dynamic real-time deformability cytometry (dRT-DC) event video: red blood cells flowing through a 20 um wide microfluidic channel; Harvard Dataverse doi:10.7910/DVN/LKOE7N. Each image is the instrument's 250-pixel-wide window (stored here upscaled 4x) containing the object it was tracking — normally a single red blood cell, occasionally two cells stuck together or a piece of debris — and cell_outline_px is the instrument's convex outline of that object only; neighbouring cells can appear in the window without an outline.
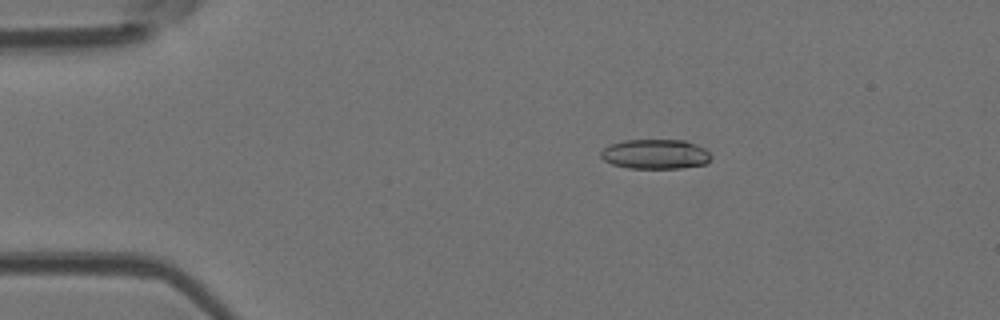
{"species": "Egyptian fruit bat (a non-hibernating species)", "species_latin": "Rousettus aegyptiacus", "temperature_condition": "room temperature", "stored_images_in_passage": 27, "camera_frame_rate_fps": 3000, "um_per_image_px": 0.085, "animal": {"sex": "female"}, "frame": {"image": 1, "passage_image": 8, "time_ms": 2.333, "image_size_px": [1000, 320], "cell_outline_px": [[712, 156], [704, 164], [680, 168], [628, 168], [612, 164], [604, 160], [600, 156], [600, 152], [608, 144], [624, 140], [684, 140], [696, 144], [704, 148]], "centroid_in_image_um": [55.67, 13.09], "position_along_channel_um": 29.3, "area_um2": 19.07}}
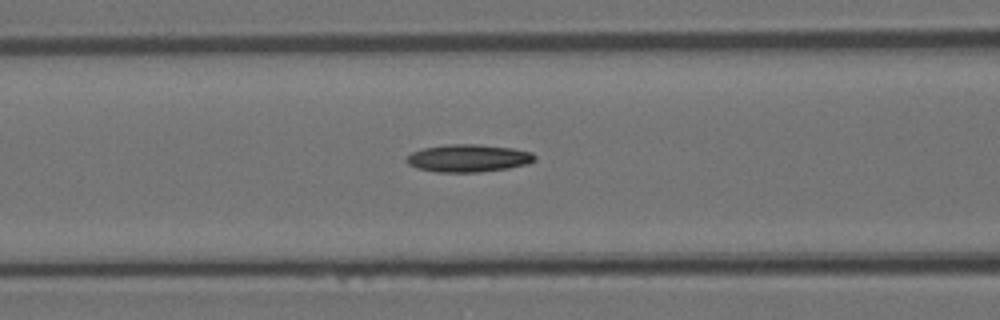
{"frame": {"image": 2, "passage_image": 19, "time_ms": 6.0, "image_size_px": [1000, 320], "cell_outline_px": [[536, 160], [528, 164], [508, 168], [480, 172], [436, 172], [416, 168], [408, 164], [404, 160], [412, 152], [424, 148], [444, 144], [480, 144], [512, 148], [532, 152], [536, 156]], "centroid_in_image_um": [39.81, 13.44], "position_along_channel_um": 126.8, "area_um2": 20.81}}
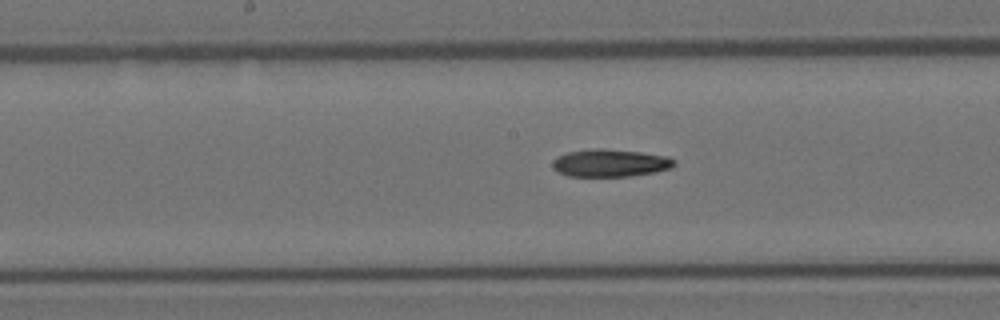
{"frame": {"image": 3, "passage_image": 24, "time_ms": 7.667, "image_size_px": [1000, 320], "cell_outline_px": [[676, 164], [672, 168], [656, 172], [632, 176], [568, 176], [552, 168], [552, 160], [556, 156], [568, 152], [588, 148], [604, 148], [640, 152], [668, 156], [676, 160]], "centroid_in_image_um": [51.88, 13.84], "position_along_channel_um": 196.3, "area_um2": 19.88}}